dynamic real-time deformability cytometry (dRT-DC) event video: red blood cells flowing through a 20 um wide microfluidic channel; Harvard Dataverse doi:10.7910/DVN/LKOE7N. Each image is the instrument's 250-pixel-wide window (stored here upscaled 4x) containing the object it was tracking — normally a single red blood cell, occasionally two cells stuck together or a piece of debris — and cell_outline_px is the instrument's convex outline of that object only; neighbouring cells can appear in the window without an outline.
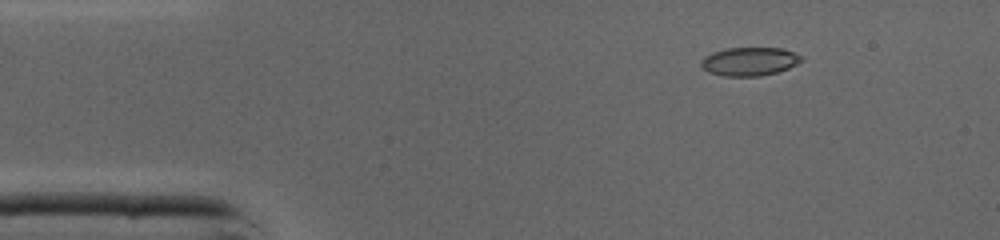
{"species": "common noctule bat (a hibernating species)", "species_latin": "Nyctalus noctula", "temperature_condition": "cold", "stored_images_in_passage": 41, "camera_frame_rate_fps": 3000, "um_per_image_px": 0.085, "animal": {"sex": "male", "body_mass_g": 19.0, "forearm_length_mm": 50.8}, "frame": {"image": 1, "passage_image": 1, "time_ms": 0.0, "image_size_px": [1000, 240], "cell_outline_px": [[804, 60], [788, 68], [776, 72], [760, 76], [724, 76], [708, 72], [700, 64], [700, 60], [704, 56], [712, 52], [728, 48], [780, 48], [792, 52], [800, 56]], "centroid_in_image_um": [63.67, 5.22], "position_along_channel_um": 21.3, "area_um2": 16.53}}
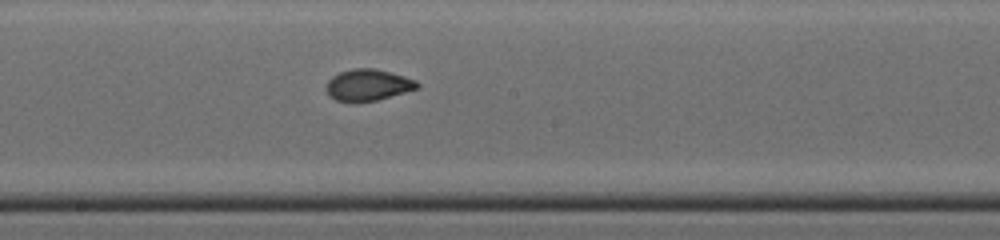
{"frame": {"image": 2, "passage_image": 19, "time_ms": 6.0, "image_size_px": [1000, 240], "cell_outline_px": [[420, 88], [376, 100], [352, 104], [336, 100], [328, 96], [328, 80], [332, 76], [340, 72], [352, 68], [376, 68], [404, 76], [416, 80], [420, 84]], "centroid_in_image_um": [31.28, 7.24], "position_along_channel_um": 216.9, "area_um2": 16.94}}
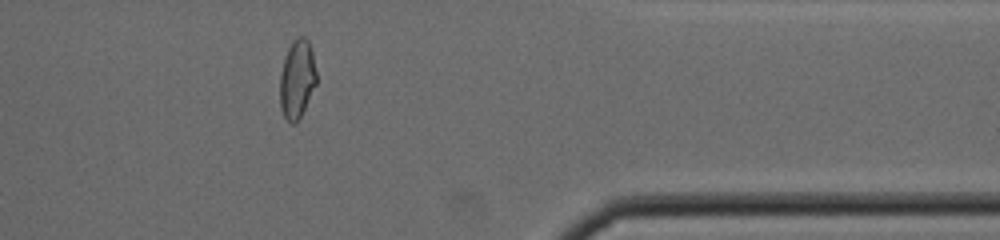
{"frame": {"image": 3, "passage_image": 32, "time_ms": 10.333, "image_size_px": [1000, 240], "cell_outline_px": [[316, 84], [296, 124], [292, 124], [284, 116], [280, 108], [280, 76], [284, 56], [292, 40], [300, 36], [304, 36], [308, 40], [312, 52], [316, 72]], "centroid_in_image_um": [25.23, 6.7], "position_along_channel_um": 386.2, "area_um2": 16.65}, "authors_computed_cell_mechanics": {"area_um2": 16.9932, "velocity_mm_per_s": 4.3776, "shape_relaxation_time_tau1_ms": 3.2876, "shape_relaxation_time_tau2_ms": 0.7969, "deformation_change_tau1": 0.1712, "deformation_change_tau2": 0.0536}}